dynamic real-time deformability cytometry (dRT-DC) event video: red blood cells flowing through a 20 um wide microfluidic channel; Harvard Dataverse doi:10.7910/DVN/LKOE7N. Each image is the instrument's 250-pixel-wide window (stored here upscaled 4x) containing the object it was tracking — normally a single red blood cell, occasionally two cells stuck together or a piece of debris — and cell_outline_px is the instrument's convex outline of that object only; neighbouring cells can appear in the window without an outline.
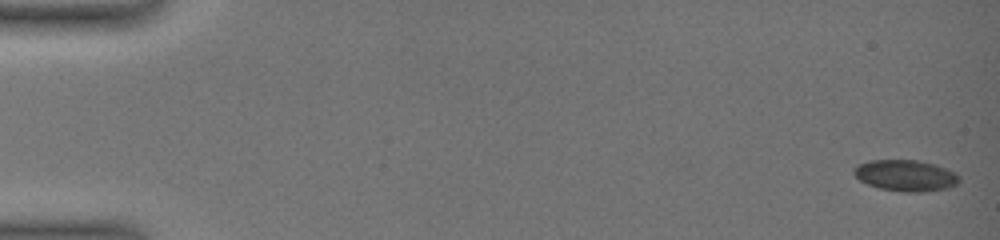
{"species": "common noctule bat (a hibernating species)", "species_latin": "Nyctalus noctula", "temperature_condition": "warm", "stored_images_in_passage": 8, "camera_frame_rate_fps": 3000, "um_per_image_px": 0.085, "animal": {"sex": "female", "body_mass_g": 19.0, "forearm_length_mm": 51.5}, "frame": {"image": 1, "passage_image": 1, "time_ms": 0.0, "image_size_px": [1000, 240], "cell_outline_px": [[960, 180], [956, 184], [948, 188], [924, 192], [904, 192], [880, 188], [868, 184], [860, 180], [852, 172], [852, 168], [868, 160], [916, 160], [936, 164], [956, 172], [960, 176]], "centroid_in_image_um": [77.0, 14.91], "position_along_channel_um": 8.0, "area_um2": 19.31}}
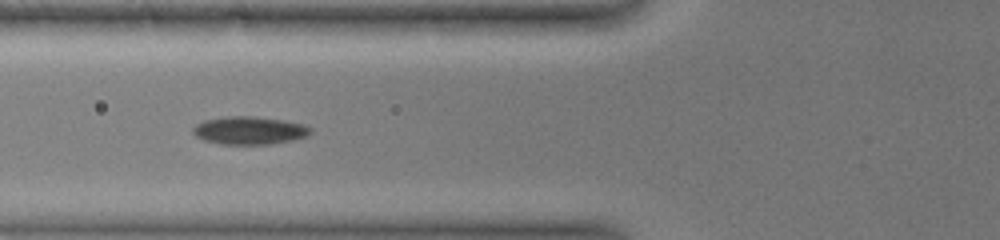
{"frame": {"image": 2, "passage_image": 7, "time_ms": 7.333, "image_size_px": [1000, 240], "cell_outline_px": [[312, 132], [308, 136], [292, 140], [272, 144], [220, 144], [204, 140], [196, 136], [192, 132], [192, 128], [196, 124], [204, 120], [224, 116], [256, 116], [284, 120], [304, 124], [312, 128]], "centroid_in_image_um": [21.21, 11.08], "position_along_channel_um": 104.6, "area_um2": 19.36}}
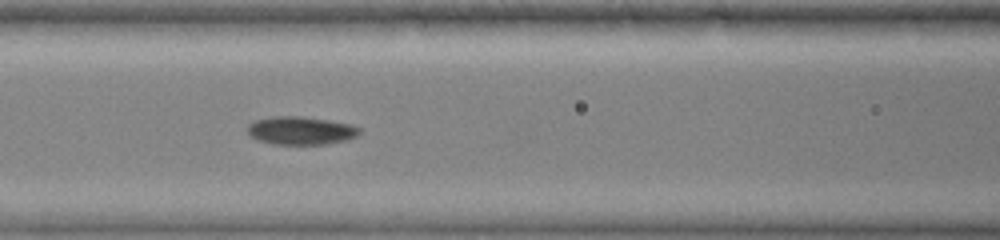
{"frame": {"image": 3, "passage_image": 8, "time_ms": 8.333, "image_size_px": [1000, 240], "cell_outline_px": [[360, 132], [356, 136], [348, 140], [328, 144], [272, 144], [260, 140], [252, 136], [248, 132], [248, 124], [256, 120], [272, 116], [300, 116], [328, 120], [352, 124], [360, 128]], "centroid_in_image_um": [25.6, 11.1], "position_along_channel_um": 141.0, "area_um2": 18.32}}